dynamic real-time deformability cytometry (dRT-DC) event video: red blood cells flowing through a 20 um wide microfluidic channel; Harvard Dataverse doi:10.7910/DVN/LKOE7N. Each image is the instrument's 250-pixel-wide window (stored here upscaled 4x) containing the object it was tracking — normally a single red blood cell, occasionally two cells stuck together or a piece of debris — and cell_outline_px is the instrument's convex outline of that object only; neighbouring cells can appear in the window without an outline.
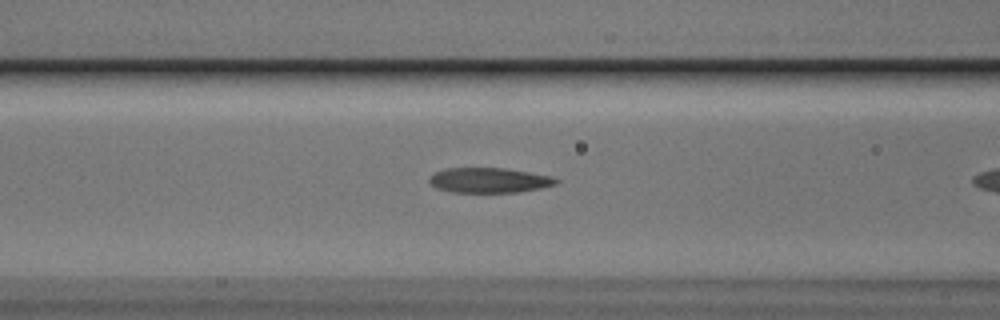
{"species": "Egyptian fruit bat (a non-hibernating species)", "species_latin": "Rousettus aegyptiacus", "temperature_condition": "cold", "stored_images_in_passage": 14, "camera_frame_rate_fps": 3000, "um_per_image_px": 0.085, "animal": {"sex": "male"}, "frame": {"image": 1, "passage_image": 12, "time_ms": 3.667, "image_size_px": [1000, 320], "cell_outline_px": [[560, 180], [556, 184], [540, 188], [516, 192], [452, 192], [436, 188], [428, 180], [436, 172], [444, 168], [504, 168], [552, 176]], "centroid_in_image_um": [41.58, 15.32], "position_along_channel_um": 125.0, "area_um2": 18.32}}